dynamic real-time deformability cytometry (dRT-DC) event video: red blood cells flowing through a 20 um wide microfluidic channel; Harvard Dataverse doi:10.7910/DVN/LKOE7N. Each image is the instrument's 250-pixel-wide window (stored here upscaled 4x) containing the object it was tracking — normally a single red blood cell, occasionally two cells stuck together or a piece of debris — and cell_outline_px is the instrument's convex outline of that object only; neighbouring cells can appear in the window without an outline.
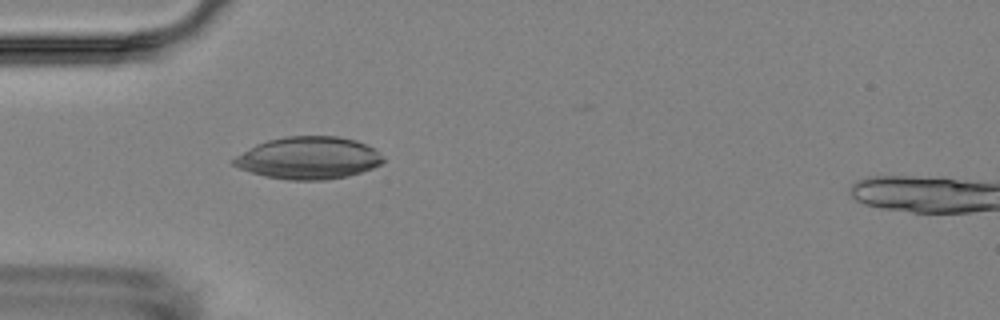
{"species": "Egyptian fruit bat (a non-hibernating species)", "species_latin": "Rousettus aegyptiacus", "temperature_condition": "room temperature", "stored_images_in_passage": 5, "camera_frame_rate_fps": 3000, "um_per_image_px": 0.085, "animal": {"sex": "female"}, "frame": {"image": 1, "passage_image": 4, "time_ms": 3.333, "image_size_px": [1000, 320], "cell_outline_px": [[384, 160], [380, 164], [372, 168], [348, 176], [324, 180], [288, 180], [264, 176], [240, 168], [232, 164], [228, 160], [256, 144], [268, 140], [288, 136], [336, 136], [356, 140], [376, 148], [384, 156]], "centroid_in_image_um": [26.23, 13.42], "position_along_channel_um": 58.8, "area_um2": 37.05}}